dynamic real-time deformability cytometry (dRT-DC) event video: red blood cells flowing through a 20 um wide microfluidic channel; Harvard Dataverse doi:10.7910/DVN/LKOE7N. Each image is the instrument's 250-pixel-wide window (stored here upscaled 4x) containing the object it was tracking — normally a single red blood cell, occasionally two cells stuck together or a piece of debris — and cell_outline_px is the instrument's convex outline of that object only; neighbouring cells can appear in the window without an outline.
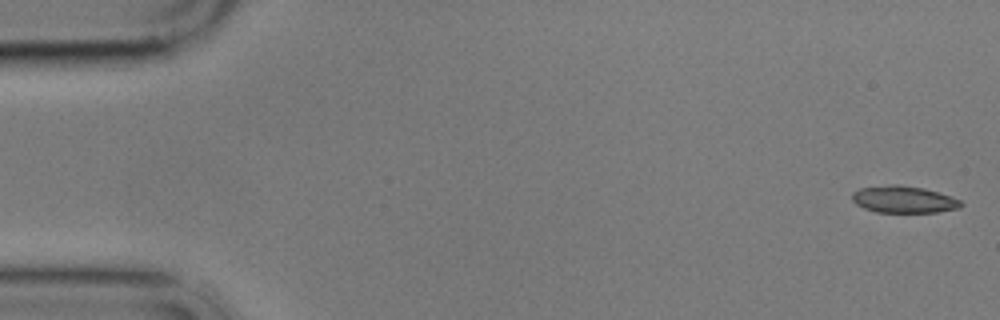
{"species": "common noctule bat (a hibernating species)", "species_latin": "Nyctalus noctula", "temperature_condition": "cold", "stored_images_in_passage": 14, "camera_frame_rate_fps": 3000, "um_per_image_px": 0.085, "animal": {"sex": "male", "body_mass_g": 17.9}, "frame": {"image": 1, "passage_image": 1, "time_ms": 0.0, "image_size_px": [1000, 320], "cell_outline_px": [[964, 204], [960, 208], [936, 212], [876, 212], [864, 208], [856, 204], [852, 200], [852, 192], [860, 188], [888, 184], [896, 184], [924, 188], [952, 196], [960, 200]], "centroid_in_image_um": [76.82, 16.94], "position_along_channel_um": 8.2, "area_um2": 17.22}}
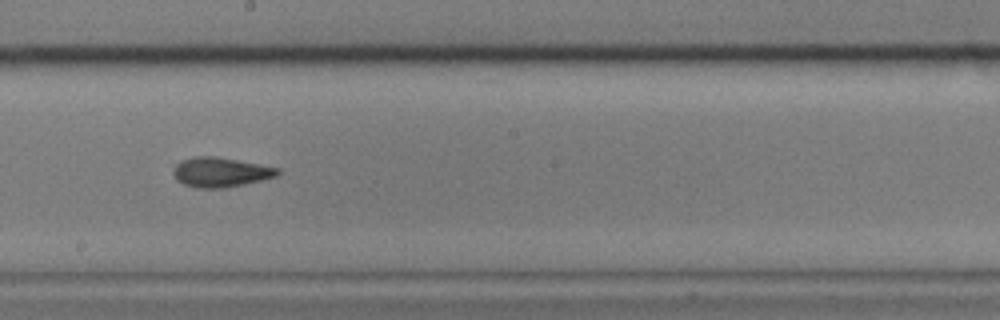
{"frame": {"image": 2, "passage_image": 8, "time_ms": 10.0, "image_size_px": [1000, 320], "cell_outline_px": [[280, 172], [276, 176], [244, 184], [224, 188], [196, 188], [184, 184], [176, 180], [172, 172], [176, 164], [180, 160], [192, 156], [216, 156], [260, 164], [280, 168]], "centroid_in_image_um": [18.71, 14.63], "position_along_channel_um": 229.5, "area_um2": 18.15}}
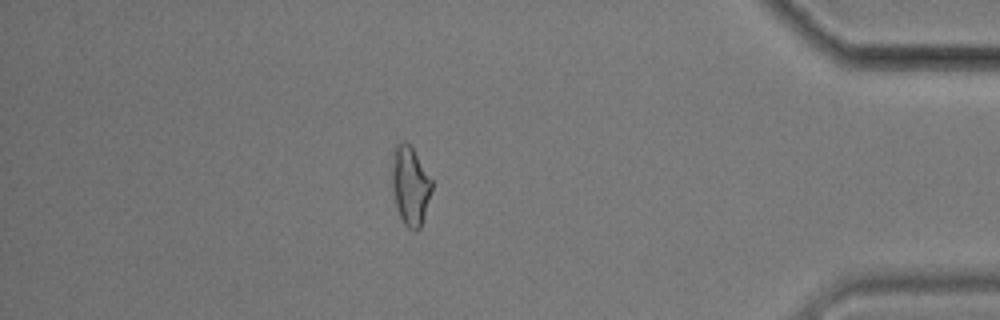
{"frame": {"image": 3, "passage_image": 13, "time_ms": 16.0, "image_size_px": [1000, 320], "cell_outline_px": [[432, 188], [424, 216], [420, 228], [416, 232], [408, 228], [404, 224], [396, 208], [392, 184], [392, 148], [396, 144], [404, 140], [412, 148], [432, 180]], "centroid_in_image_um": [34.85, 15.78], "position_along_channel_um": 400.4, "area_um2": 18.26}, "authors_computed_cell_mechanics": {"area_um2": 17.8891, "velocity_mm_per_s": 3.5026, "shape_relaxation_time_tau1_ms": 5.9016, "shape_relaxation_time_tau2_ms": 8.4831, "deformation_change_tau1": 0.1091, "deformation_change_tau2": 0.1146}}